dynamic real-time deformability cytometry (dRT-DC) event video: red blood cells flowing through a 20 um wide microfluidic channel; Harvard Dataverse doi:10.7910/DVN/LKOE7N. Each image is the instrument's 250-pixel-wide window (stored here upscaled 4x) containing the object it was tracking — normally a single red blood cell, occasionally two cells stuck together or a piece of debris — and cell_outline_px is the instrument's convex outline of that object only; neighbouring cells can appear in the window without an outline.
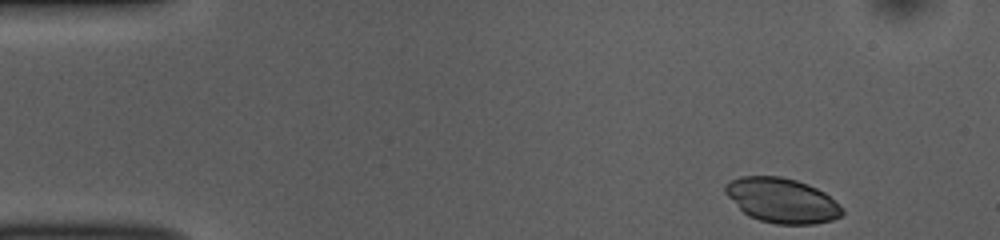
{"species": "common noctule bat (a hibernating species)", "species_latin": "Nyctalus noctula", "temperature_condition": "room temperature", "stored_images_in_passage": 47, "camera_frame_rate_fps": 3000, "um_per_image_px": 0.085, "animal": {"sex": "female", "body_mass_g": 10.0, "forearm_length_mm": 53.1}, "frame": {"image": 1, "passage_image": 1, "time_ms": 0.0, "image_size_px": [1000, 240], "cell_outline_px": [[844, 212], [840, 216], [832, 220], [816, 224], [776, 224], [760, 220], [748, 216], [724, 192], [724, 184], [740, 176], [780, 176], [796, 180], [808, 184], [824, 192], [844, 208]], "centroid_in_image_um": [66.48, 17.03], "position_along_channel_um": 18.5, "area_um2": 30.46}}